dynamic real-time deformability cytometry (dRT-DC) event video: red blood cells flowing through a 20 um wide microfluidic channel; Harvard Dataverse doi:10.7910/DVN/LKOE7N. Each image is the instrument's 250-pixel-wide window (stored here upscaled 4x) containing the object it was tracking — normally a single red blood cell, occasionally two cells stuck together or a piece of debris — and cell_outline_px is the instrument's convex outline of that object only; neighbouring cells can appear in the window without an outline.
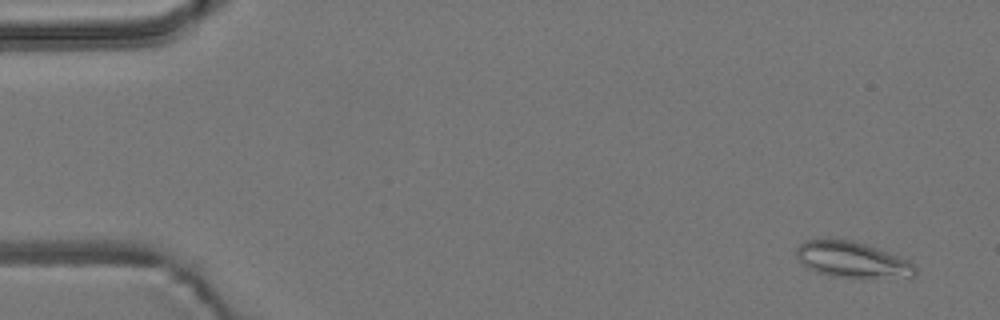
{"species": "common noctule bat (a hibernating species)", "species_latin": "Nyctalus noctula", "temperature_condition": "room temperature", "stored_images_in_passage": 8, "camera_frame_rate_fps": 3000, "um_per_image_px": 0.085, "animal": {"sex": "male", "body_mass_g": 19.2, "forearm_length_mm": 51.8}, "frame": {"image": 1, "passage_image": 2, "time_ms": 0.333, "image_size_px": [1000, 320], "cell_outline_px": [[916, 272], [912, 276], [828, 276], [816, 272], [808, 268], [796, 256], [796, 248], [804, 240], [852, 240], [876, 248], [908, 260], [916, 268]], "centroid_in_image_um": [72.36, 22.05], "position_along_channel_um": 12.6, "area_um2": 23.87}}
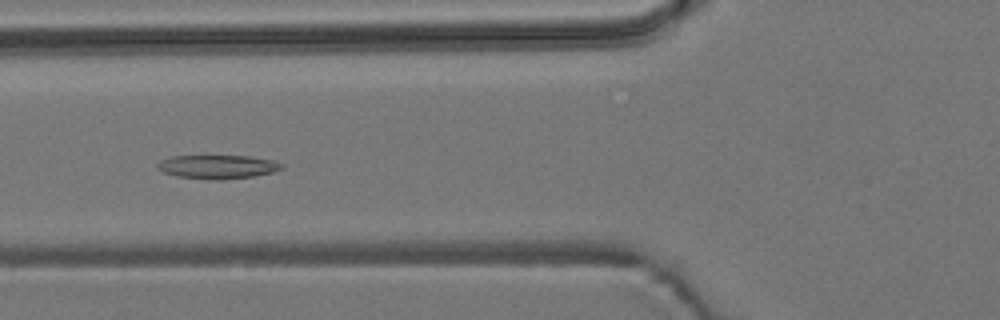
{"frame": {"image": 2, "passage_image": 7, "time_ms": 2.0, "image_size_px": [1000, 320], "cell_outline_px": [[284, 168], [272, 172], [252, 176], [220, 180], [208, 180], [176, 176], [164, 172], [156, 168], [156, 164], [160, 160], [172, 156], [248, 156], [272, 160], [284, 164]], "centroid_in_image_um": [18.47, 14.18], "position_along_channel_um": 107.3, "area_um2": 17.22}}
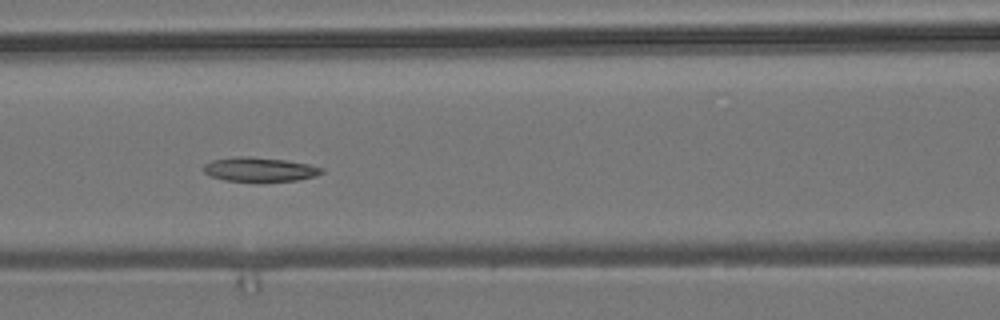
{"frame": {"image": 3, "passage_image": 8, "time_ms": 2.333, "image_size_px": [1000, 320], "cell_outline_px": [[324, 172], [316, 176], [296, 180], [224, 180], [212, 176], [204, 172], [204, 164], [212, 160], [236, 156], [248, 156], [284, 160], [308, 164], [324, 168]], "centroid_in_image_um": [22.08, 14.38], "position_along_channel_um": 144.5, "area_um2": 16.24}}